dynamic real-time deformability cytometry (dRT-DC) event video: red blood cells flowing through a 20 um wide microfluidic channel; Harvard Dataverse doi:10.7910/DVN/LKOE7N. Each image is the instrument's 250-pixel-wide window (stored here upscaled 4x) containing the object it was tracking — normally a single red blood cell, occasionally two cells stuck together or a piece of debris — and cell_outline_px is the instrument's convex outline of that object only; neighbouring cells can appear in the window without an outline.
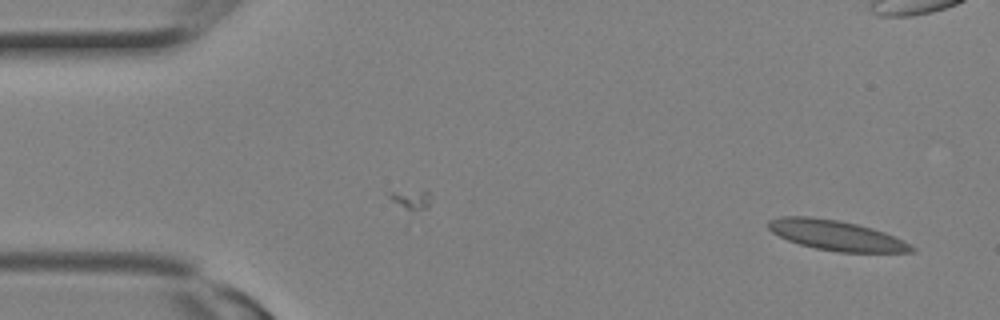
{"species": "Egyptian fruit bat (a non-hibernating species)", "species_latin": "Rousettus aegyptiacus", "temperature_condition": "room temperature", "stored_images_in_passage": 2, "camera_frame_rate_fps": 3000, "um_per_image_px": 0.085, "animal": {"sex": "female"}, "frame": {"image": 1, "passage_image": 2, "time_ms": 0.333, "image_size_px": [1000, 320], "cell_outline_px": [[916, 248], [912, 252], [840, 252], [816, 248], [800, 244], [788, 240], [772, 232], [768, 228], [768, 220], [780, 216], [808, 216], [836, 220], [856, 224], [872, 228], [884, 232]], "centroid_in_image_um": [71.03, 20.0], "position_along_channel_um": 14.0, "area_um2": 24.68}}